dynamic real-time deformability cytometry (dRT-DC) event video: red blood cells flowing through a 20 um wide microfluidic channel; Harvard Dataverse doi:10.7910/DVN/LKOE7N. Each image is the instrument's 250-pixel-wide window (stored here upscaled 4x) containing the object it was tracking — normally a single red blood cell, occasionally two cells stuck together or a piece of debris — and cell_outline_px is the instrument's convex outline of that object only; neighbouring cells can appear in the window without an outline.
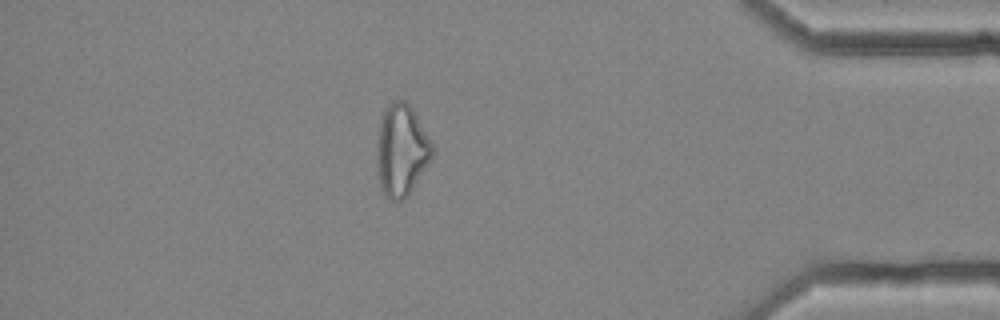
{"species": "common noctule bat (a hibernating species)", "species_latin": "Nyctalus noctula", "temperature_condition": "cold", "stored_images_in_passage": 57, "camera_frame_rate_fps": 3000, "um_per_image_px": 0.085, "animal": {"sex": "female", "body_mass_g": 25.1}, "frame": {"image": 1, "passage_image": 49, "time_ms": 16.0, "image_size_px": [1000, 320], "cell_outline_px": [[432, 156], [408, 192], [400, 200], [392, 200], [384, 196], [380, 188], [376, 164], [376, 144], [380, 120], [384, 108], [392, 100], [404, 100], [412, 108], [432, 144]], "centroid_in_image_um": [34.05, 12.72], "position_along_channel_um": 401.2, "area_um2": 29.13}}